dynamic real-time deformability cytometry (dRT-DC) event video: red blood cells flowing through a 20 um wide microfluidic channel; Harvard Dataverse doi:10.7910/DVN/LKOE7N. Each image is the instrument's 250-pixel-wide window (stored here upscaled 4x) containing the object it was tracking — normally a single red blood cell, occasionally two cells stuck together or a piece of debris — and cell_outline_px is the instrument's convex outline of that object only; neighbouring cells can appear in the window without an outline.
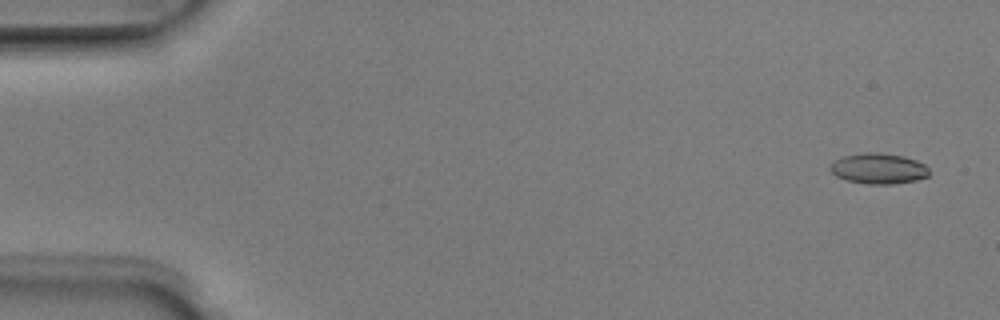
{"species": "Egyptian fruit bat (a non-hibernating species)", "species_latin": "Rousettus aegyptiacus", "temperature_condition": "room temperature", "stored_images_in_passage": 6, "camera_frame_rate_fps": 3000, "um_per_image_px": 0.085, "animal": {"sex": "male"}, "frame": {"image": 1, "passage_image": 1, "time_ms": 0.0, "image_size_px": [1000, 320], "cell_outline_px": [[928, 176], [916, 180], [892, 184], [868, 184], [848, 180], [836, 176], [828, 168], [832, 160], [840, 156], [864, 152], [880, 152], [904, 156], [916, 160], [924, 164], [928, 168]], "centroid_in_image_um": [74.63, 14.3], "position_along_channel_um": 10.4, "area_um2": 17.86}}
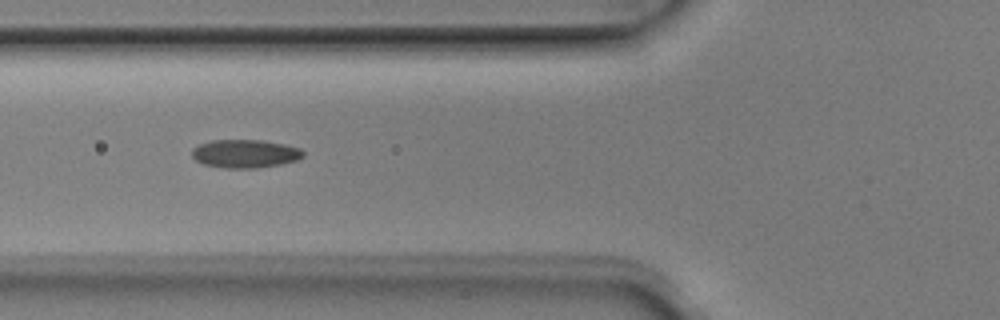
{"frame": {"image": 2, "passage_image": 5, "time_ms": 1.333, "image_size_px": [1000, 320], "cell_outline_px": [[304, 156], [296, 160], [280, 164], [256, 168], [224, 168], [204, 164], [196, 160], [192, 156], [192, 148], [200, 144], [212, 140], [264, 140], [284, 144], [300, 148], [304, 152]], "centroid_in_image_um": [20.83, 13.06], "position_along_channel_um": 105.0, "area_um2": 18.32}}
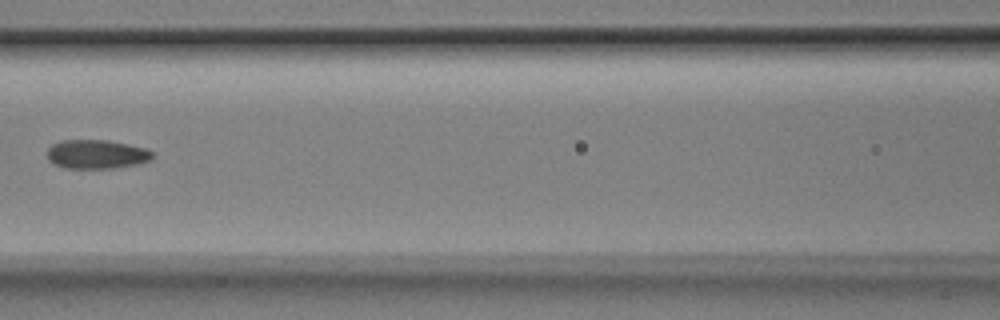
{"frame": {"image": 3, "passage_image": 6, "time_ms": 1.667, "image_size_px": [1000, 320], "cell_outline_px": [[152, 160], [140, 164], [116, 168], [64, 168], [52, 164], [48, 160], [48, 148], [52, 144], [64, 140], [108, 140], [148, 148], [152, 152]], "centroid_in_image_um": [8.23, 13.12], "position_along_channel_um": 158.4, "area_um2": 18.03}}